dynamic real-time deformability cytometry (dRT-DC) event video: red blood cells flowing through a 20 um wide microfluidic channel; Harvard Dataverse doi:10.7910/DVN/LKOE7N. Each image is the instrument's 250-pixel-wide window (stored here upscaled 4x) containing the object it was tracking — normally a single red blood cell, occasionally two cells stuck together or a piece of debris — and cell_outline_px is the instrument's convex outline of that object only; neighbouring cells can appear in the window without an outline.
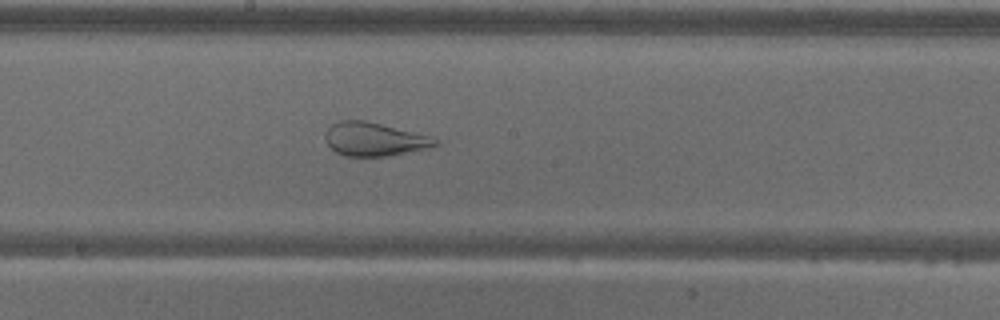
{"species": "common noctule bat (a hibernating species)", "species_latin": "Nyctalus noctula", "temperature_condition": "warm", "stored_images_in_passage": 56, "camera_frame_rate_fps": 3000, "um_per_image_px": 0.085, "animal": {"sex": "male", "body_mass_g": 18.8}, "frame": {"image": 1, "passage_image": 30, "time_ms": 9.667, "image_size_px": [1000, 320], "cell_outline_px": [[440, 144], [432, 148], [388, 156], [344, 156], [336, 152], [328, 144], [324, 136], [324, 132], [332, 124], [340, 120], [364, 120], [428, 136], [440, 140]], "centroid_in_image_um": [31.82, 11.85], "position_along_channel_um": 216.4, "area_um2": 21.44}}
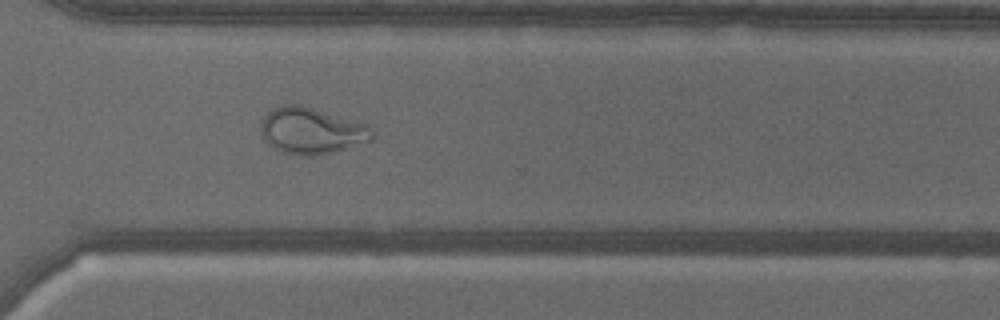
{"frame": {"image": 2, "passage_image": 41, "time_ms": 13.333, "image_size_px": [1000, 320], "cell_outline_px": [[376, 136], [372, 140], [332, 152], [312, 156], [308, 156], [280, 152], [268, 144], [264, 140], [260, 132], [260, 124], [264, 116], [272, 108], [284, 104], [300, 104], [364, 124]], "centroid_in_image_um": [26.4, 11.12], "position_along_channel_um": 344.2, "area_um2": 29.82}}
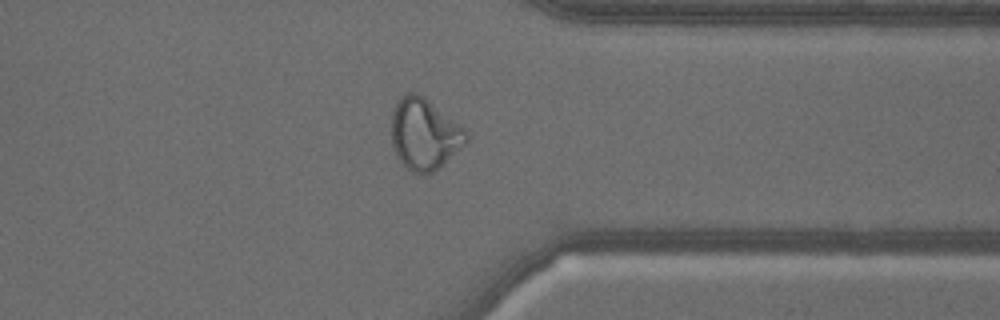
{"frame": {"image": 3, "passage_image": 44, "time_ms": 14.333, "image_size_px": [1000, 320], "cell_outline_px": [[468, 140], [464, 144], [432, 172], [412, 172], [396, 156], [392, 144], [392, 112], [400, 96], [408, 92], [416, 92], [424, 96], [460, 124], [464, 128], [468, 136]], "centroid_in_image_um": [36.05, 11.34], "position_along_channel_um": 375.4, "area_um2": 30.52}}